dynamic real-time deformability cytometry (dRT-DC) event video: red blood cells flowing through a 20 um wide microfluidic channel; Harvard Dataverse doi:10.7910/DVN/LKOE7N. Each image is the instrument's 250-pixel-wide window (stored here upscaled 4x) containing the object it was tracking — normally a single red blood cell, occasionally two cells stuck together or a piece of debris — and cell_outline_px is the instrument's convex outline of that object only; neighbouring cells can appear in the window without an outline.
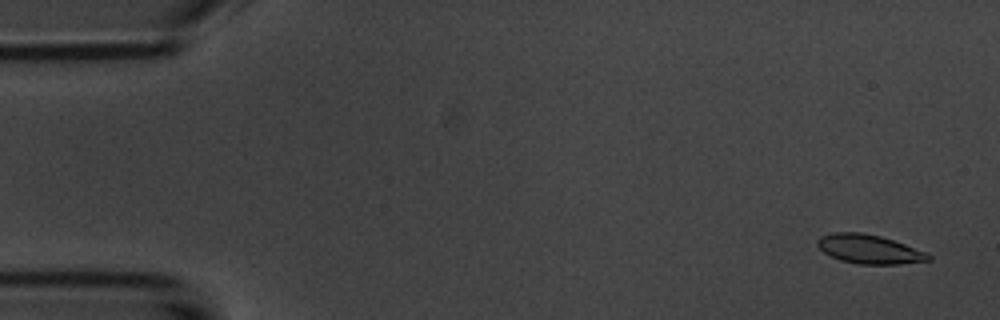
{"species": "common noctule bat (a hibernating species)", "species_latin": "Nyctalus noctula", "temperature_condition": "room temperature", "stored_images_in_passage": 55, "camera_frame_rate_fps": 3000, "um_per_image_px": 0.085, "animal": {"sex": "male", "body_mass_g": 20.1, "forearm_length_mm": 53.5}, "frame": {"image": 1, "passage_image": 3, "time_ms": 0.667, "image_size_px": [1000, 320], "cell_outline_px": [[932, 260], [900, 264], [860, 264], [840, 260], [824, 252], [816, 244], [816, 240], [820, 236], [836, 232], [860, 232], [880, 236], [928, 252], [932, 256]], "centroid_in_image_um": [73.9, 21.18], "position_along_channel_um": 11.1, "area_um2": 18.73}}
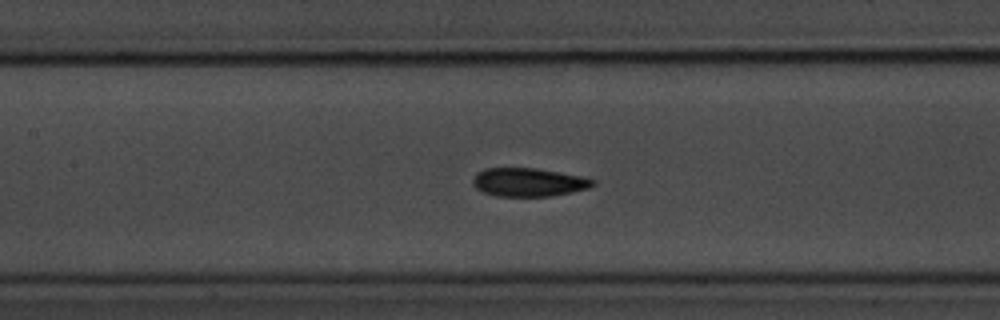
{"frame": {"image": 2, "passage_image": 25, "time_ms": 8.0, "image_size_px": [1000, 320], "cell_outline_px": [[596, 184], [588, 188], [572, 192], [552, 196], [496, 196], [484, 192], [476, 188], [472, 184], [472, 180], [476, 172], [484, 168], [536, 168], [580, 176], [596, 180]], "centroid_in_image_um": [44.91, 15.48], "position_along_channel_um": 162.5, "area_um2": 19.94}}
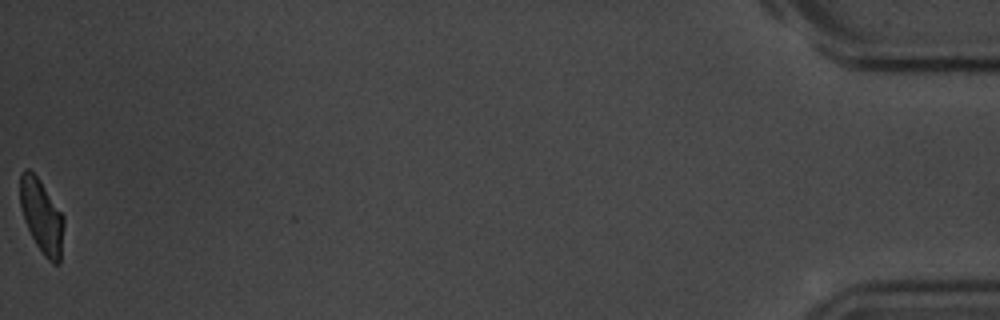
{"frame": {"image": 3, "passage_image": 55, "time_ms": 18.0, "image_size_px": [1000, 320], "cell_outline_px": [[64, 224], [60, 264], [52, 264], [44, 256], [36, 244], [24, 220], [20, 204], [20, 172], [24, 168], [28, 168], [40, 180], [64, 216]], "centroid_in_image_um": [3.54, 18.38], "position_along_channel_um": 431.7, "area_um2": 18.84}, "authors_computed_cell_mechanics": {"area_um2": 19.5942, "velocity_mm_per_s": 3.6892, "shape_relaxation_time_tau1_ms": 3.0167, "shape_relaxation_time_tau2_ms": 1.6173, "deformation_change_tau1": 0.1333, "deformation_change_tau2": 0.0742}}